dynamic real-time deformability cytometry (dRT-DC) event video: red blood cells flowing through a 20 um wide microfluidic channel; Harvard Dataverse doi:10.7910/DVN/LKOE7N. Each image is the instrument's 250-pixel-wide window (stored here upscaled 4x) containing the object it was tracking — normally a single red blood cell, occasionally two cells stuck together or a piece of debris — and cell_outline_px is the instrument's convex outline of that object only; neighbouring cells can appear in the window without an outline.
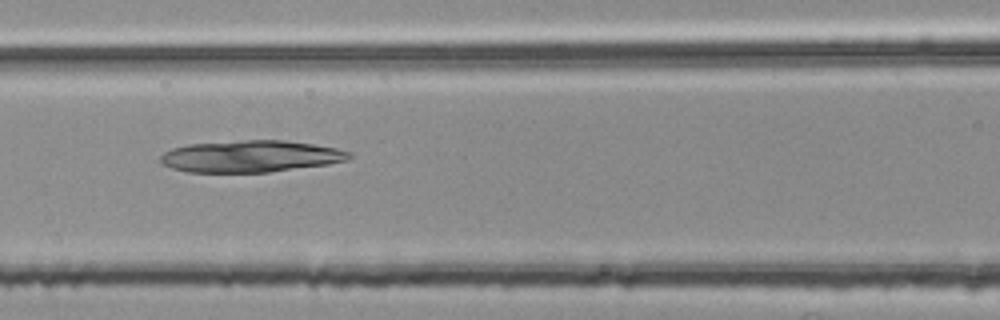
{"species": "common noctule bat (a hibernating species)", "species_latin": "Nyctalus noctula", "temperature_condition": "room temperature", "stored_images_in_passage": 40, "camera_frame_rate_fps": 3000, "um_per_image_px": 0.085, "animal": {"sex": "female", "body_mass_g": 25.1}, "frame": {"image": 1, "passage_image": 10, "time_ms": 3.0, "image_size_px": [1000, 320], "cell_outline_px": [[352, 156], [348, 160], [328, 164], [268, 172], [188, 172], [172, 168], [164, 164], [160, 160], [160, 156], [164, 152], [172, 148], [188, 144], [244, 140], [284, 140], [312, 144], [336, 148], [352, 152]], "centroid_in_image_um": [21.31, 13.28], "position_along_channel_um": 145.3, "area_um2": 34.85}}
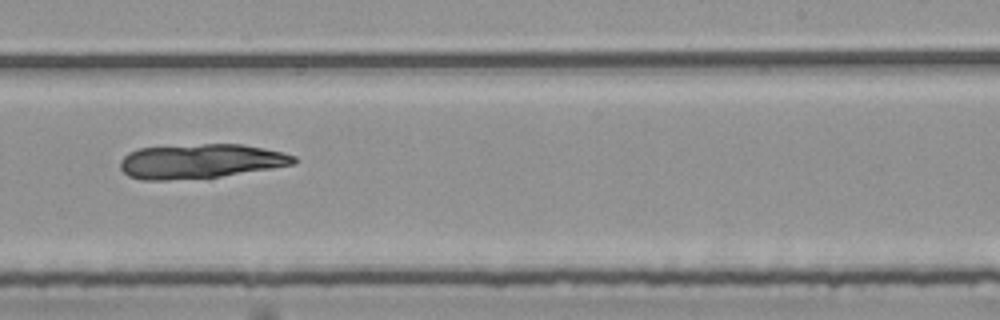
{"frame": {"image": 2, "passage_image": 20, "time_ms": 6.333, "image_size_px": [1000, 320], "cell_outline_px": [[296, 164], [272, 168], [220, 176], [168, 180], [140, 180], [128, 176], [120, 168], [120, 160], [128, 152], [140, 148], [204, 144], [240, 144], [264, 148], [284, 152], [296, 156]], "centroid_in_image_um": [17.04, 13.7], "position_along_channel_um": 272.0, "area_um2": 34.74}}
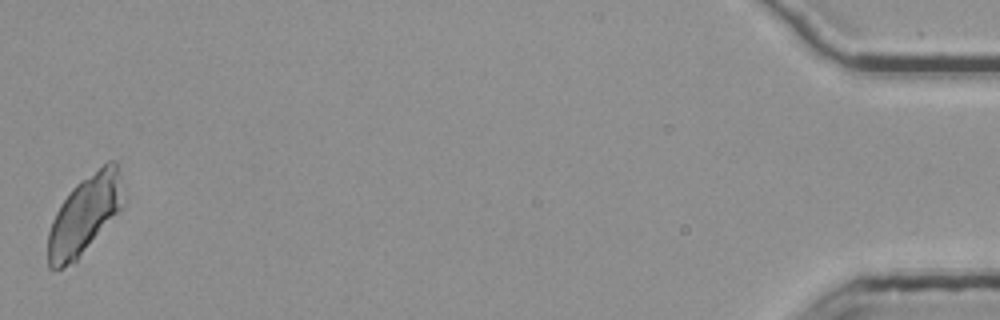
{"frame": {"image": 3, "passage_image": 40, "time_ms": 13.0, "image_size_px": [1000, 320], "cell_outline_px": [[124, 204], [76, 260], [64, 268], [52, 272], [48, 268], [48, 232], [52, 220], [60, 204], [72, 188], [80, 180], [108, 160], [116, 160], [120, 172], [124, 200]], "centroid_in_image_um": [7.17, 18.23], "position_along_channel_um": 428.0, "area_um2": 34.33}}